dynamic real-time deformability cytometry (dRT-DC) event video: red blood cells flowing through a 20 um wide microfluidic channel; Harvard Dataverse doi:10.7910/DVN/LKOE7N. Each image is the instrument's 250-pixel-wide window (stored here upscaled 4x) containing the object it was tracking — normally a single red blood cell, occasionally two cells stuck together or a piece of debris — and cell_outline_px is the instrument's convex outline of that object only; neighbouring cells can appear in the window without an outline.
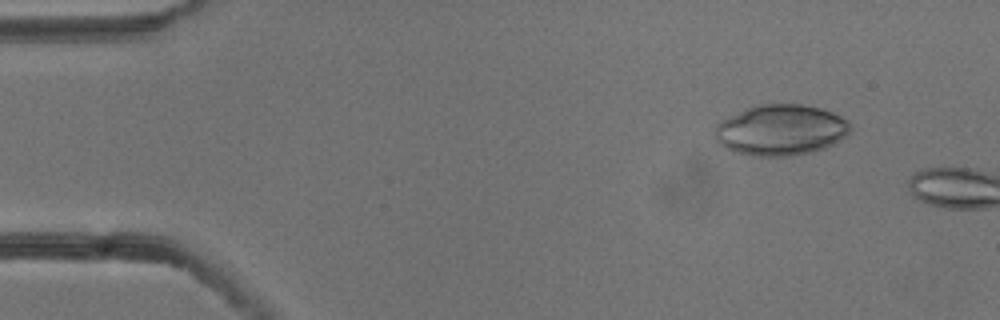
{"species": "common noctule bat (a hibernating species)", "species_latin": "Nyctalus noctula", "temperature_condition": "cold", "stored_images_in_passage": 2, "camera_frame_rate_fps": 3000, "um_per_image_px": 0.085, "animal": {"sex": "male", "body_mass_g": 13.3}, "frame": {"image": 1, "passage_image": 1, "time_ms": 0.0, "image_size_px": [1000, 320], "cell_outline_px": [[848, 136], [824, 148], [812, 152], [788, 156], [760, 156], [736, 152], [720, 144], [716, 140], [716, 120], [756, 104], [804, 104], [820, 108], [832, 112], [848, 120]], "centroid_in_image_um": [66.34, 11.03], "position_along_channel_um": 18.7, "area_um2": 40.17}}